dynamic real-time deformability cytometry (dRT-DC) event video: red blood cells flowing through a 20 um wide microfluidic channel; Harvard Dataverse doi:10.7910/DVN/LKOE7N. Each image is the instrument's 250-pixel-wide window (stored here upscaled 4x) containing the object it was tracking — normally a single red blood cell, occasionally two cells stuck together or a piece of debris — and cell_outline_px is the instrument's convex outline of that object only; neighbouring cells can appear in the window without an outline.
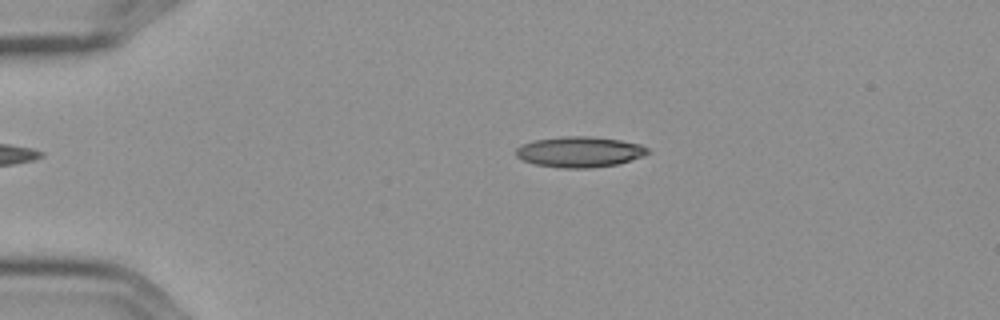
{"species": "Egyptian fruit bat (a non-hibernating species)", "species_latin": "Rousettus aegyptiacus", "temperature_condition": "cold", "stored_images_in_passage": 5, "camera_frame_rate_fps": 3000, "um_per_image_px": 0.085, "frame": {"image": 1, "passage_image": 3, "time_ms": 0.667, "image_size_px": [1000, 320], "cell_outline_px": [[652, 152], [644, 156], [616, 164], [592, 168], [560, 168], [536, 164], [524, 160], [516, 156], [516, 148], [520, 144], [532, 140], [560, 136], [588, 136], [620, 140], [640, 144], [648, 148]], "centroid_in_image_um": [49.26, 12.9], "position_along_channel_um": 35.7, "area_um2": 23.7}}
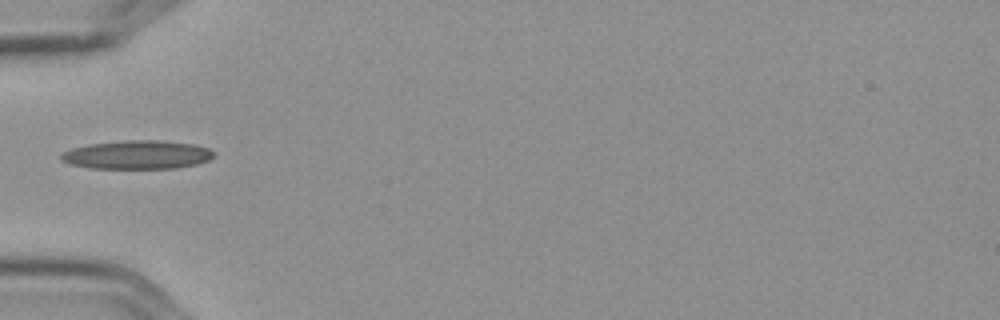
{"frame": {"image": 2, "passage_image": 5, "time_ms": 1.333, "image_size_px": [1000, 320], "cell_outline_px": [[216, 156], [208, 160], [196, 164], [176, 168], [88, 168], [68, 164], [60, 160], [60, 152], [72, 148], [88, 144], [124, 140], [160, 140], [192, 144], [208, 148], [216, 152]], "centroid_in_image_um": [11.63, 13.15], "position_along_channel_um": 73.4, "area_um2": 25.72}}